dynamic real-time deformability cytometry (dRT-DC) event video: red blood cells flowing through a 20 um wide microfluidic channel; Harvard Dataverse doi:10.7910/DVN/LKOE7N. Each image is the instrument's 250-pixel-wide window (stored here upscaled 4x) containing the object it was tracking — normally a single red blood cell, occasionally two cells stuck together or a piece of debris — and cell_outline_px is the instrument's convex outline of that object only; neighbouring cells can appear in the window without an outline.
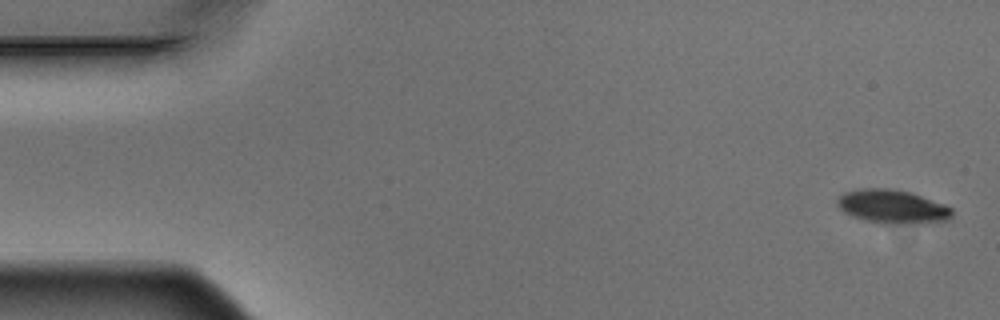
{"species": "Egyptian fruit bat (a non-hibernating species)", "species_latin": "Rousettus aegyptiacus", "temperature_condition": "warm", "stored_images_in_passage": 4, "camera_frame_rate_fps": 3000, "um_per_image_px": 0.085, "animal": {"sex": "male"}, "frame": {"image": 1, "passage_image": 1, "time_ms": 0.0, "image_size_px": [1000, 320], "cell_outline_px": [[952, 216], [948, 220], [912, 224], [880, 224], [852, 216], [844, 212], [836, 204], [836, 200], [844, 192], [864, 188], [888, 188], [908, 192], [944, 204], [952, 208]], "centroid_in_image_um": [75.83, 17.58], "position_along_channel_um": 9.2, "area_um2": 22.48}}
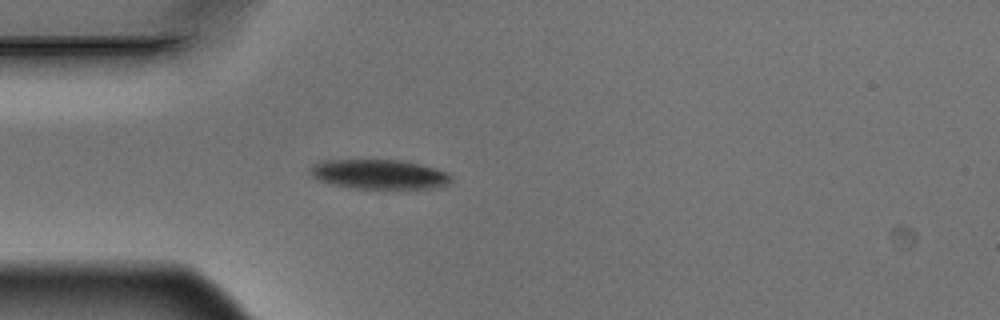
{"frame": {"image": 2, "passage_image": 4, "time_ms": 1.0, "image_size_px": [1000, 320], "cell_outline_px": [[452, 180], [448, 184], [428, 188], [356, 188], [332, 184], [316, 180], [312, 176], [312, 168], [316, 164], [324, 160], [400, 160], [420, 164], [448, 172], [452, 176]], "centroid_in_image_um": [32.26, 14.81], "position_along_channel_um": 52.7, "area_um2": 23.93}}